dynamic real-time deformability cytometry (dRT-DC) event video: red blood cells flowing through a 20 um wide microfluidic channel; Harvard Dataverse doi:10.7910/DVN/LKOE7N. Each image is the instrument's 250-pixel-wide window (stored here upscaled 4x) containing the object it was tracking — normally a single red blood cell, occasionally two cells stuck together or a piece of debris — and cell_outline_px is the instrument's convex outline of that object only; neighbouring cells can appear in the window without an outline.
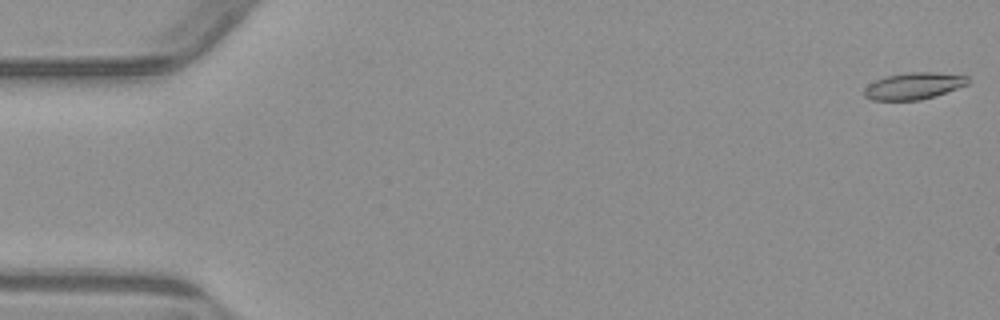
{"species": "common noctule bat (a hibernating species)", "species_latin": "Nyctalus noctula", "temperature_condition": "warm", "stored_images_in_passage": 54, "camera_frame_rate_fps": 3000, "um_per_image_px": 0.085, "animal": {"sex": "male", "body_mass_g": 23.1, "forearm_length_mm": 52.7}, "frame": {"image": 1, "passage_image": 1, "time_ms": 0.0, "image_size_px": [1000, 320], "cell_outline_px": [[968, 84], [920, 100], [872, 100], [864, 96], [864, 88], [868, 84], [876, 80], [888, 76], [908, 72], [932, 72], [968, 76]], "centroid_in_image_um": [77.62, 7.3], "position_along_channel_um": 7.4, "area_um2": 15.84}}
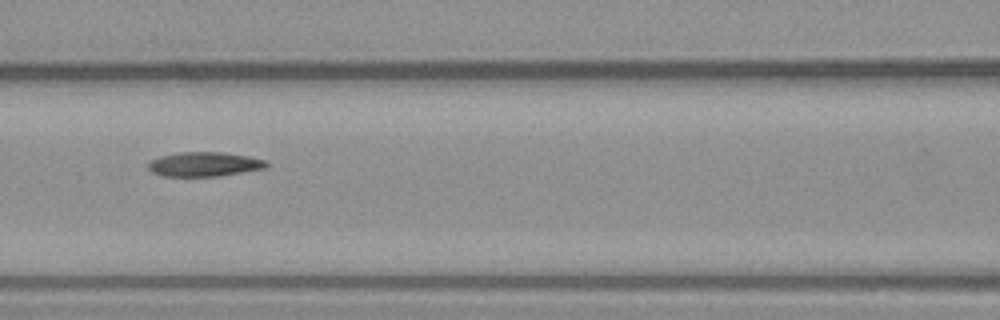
{"frame": {"image": 2, "passage_image": 24, "time_ms": 7.667, "image_size_px": [1000, 320], "cell_outline_px": [[268, 168], [220, 176], [164, 176], [152, 172], [148, 168], [148, 164], [152, 160], [160, 156], [180, 152], [220, 152], [248, 156], [264, 160], [268, 164]], "centroid_in_image_um": [17.39, 13.96], "position_along_channel_um": 149.2, "area_um2": 16.76}}
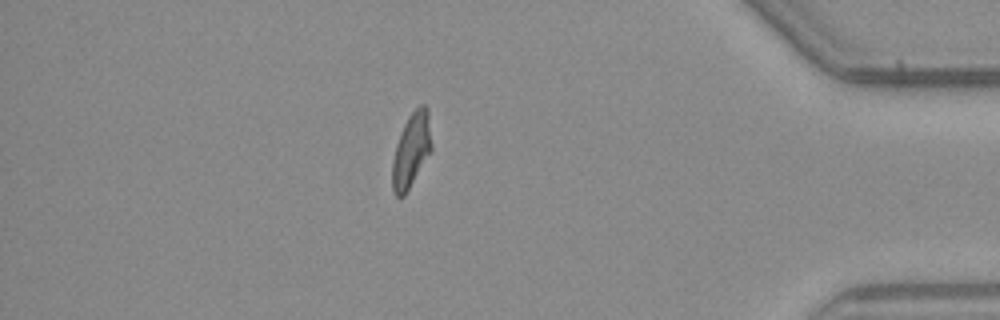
{"frame": {"image": 3, "passage_image": 47, "time_ms": 15.333, "image_size_px": [1000, 320], "cell_outline_px": [[432, 148], [404, 196], [396, 196], [392, 188], [392, 160], [396, 144], [400, 132], [408, 116], [420, 104], [424, 104], [428, 108], [432, 144]], "centroid_in_image_um": [34.95, 12.72], "position_along_channel_um": 400.2, "area_um2": 16.88}, "authors_computed_cell_mechanics": {"area_um2": 16.8198, "velocity_mm_per_s": 3.8346, "shape_relaxation_time_tau1_ms": null, "shape_relaxation_time_tau2_ms": 6.47, "deformation_change_tau1": null, "deformation_change_tau2": 0.1511}}